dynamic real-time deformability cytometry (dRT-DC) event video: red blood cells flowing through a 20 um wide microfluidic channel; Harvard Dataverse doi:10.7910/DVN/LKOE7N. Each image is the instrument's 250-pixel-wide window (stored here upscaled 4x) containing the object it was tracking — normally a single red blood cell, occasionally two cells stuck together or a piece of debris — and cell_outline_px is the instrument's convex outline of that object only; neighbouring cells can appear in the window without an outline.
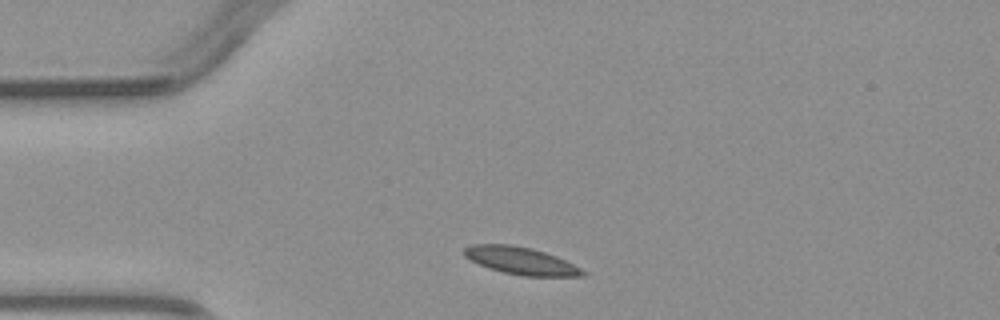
{"species": "common noctule bat (a hibernating species)", "species_latin": "Nyctalus noctula", "temperature_condition": "warm", "stored_images_in_passage": 2, "camera_frame_rate_fps": 3000, "um_per_image_px": 0.085, "animal": {"sex": "male", "body_mass_g": 23.1, "forearm_length_mm": 52.7}, "frame": {"image": 1, "passage_image": 1, "time_ms": 0.0, "image_size_px": [1000, 320], "cell_outline_px": [[588, 272], [584, 276], [524, 276], [504, 272], [480, 264], [464, 256], [464, 248], [472, 244], [512, 244], [532, 248], [556, 256]], "centroid_in_image_um": [44.29, 22.15], "position_along_channel_um": 40.7, "area_um2": 18.67}}